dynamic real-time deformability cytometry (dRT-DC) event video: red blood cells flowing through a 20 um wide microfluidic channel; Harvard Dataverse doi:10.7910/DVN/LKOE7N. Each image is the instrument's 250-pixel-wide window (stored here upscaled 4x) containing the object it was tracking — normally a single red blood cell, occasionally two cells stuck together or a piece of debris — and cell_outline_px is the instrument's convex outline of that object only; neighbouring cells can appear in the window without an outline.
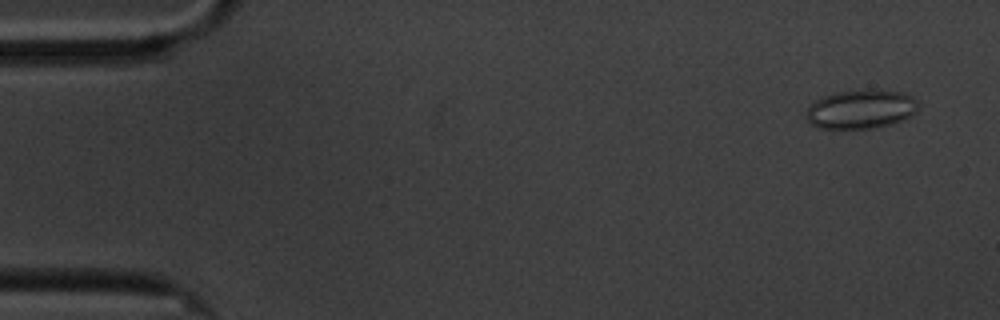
{"species": "common noctule bat (a hibernating species)", "species_latin": "Nyctalus noctula", "temperature_condition": "cold", "stored_images_in_passage": 59, "camera_frame_rate_fps": 3000, "um_per_image_px": 0.085, "animal": {"sex": "male", "body_mass_g": 20.1, "forearm_length_mm": 53.5}, "frame": {"image": 1, "passage_image": 3, "time_ms": 0.667, "image_size_px": [1000, 320], "cell_outline_px": [[920, 104], [916, 112], [904, 120], [892, 124], [876, 128], [816, 128], [804, 116], [804, 112], [816, 100], [824, 96], [836, 92], [904, 92], [912, 96]], "centroid_in_image_um": [73.18, 9.33], "position_along_channel_um": 11.8, "area_um2": 24.97}}
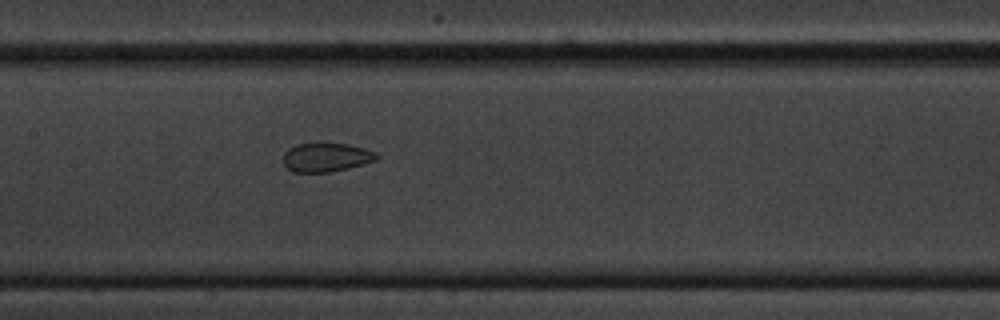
{"frame": {"image": 2, "passage_image": 28, "time_ms": 9.0, "image_size_px": [1000, 320], "cell_outline_px": [[380, 156], [376, 160], [348, 168], [328, 172], [292, 172], [284, 164], [284, 152], [288, 148], [296, 144], [316, 140], [320, 140], [348, 144], [364, 148], [376, 152]], "centroid_in_image_um": [27.7, 13.31], "position_along_channel_um": 179.7, "area_um2": 16.36}}
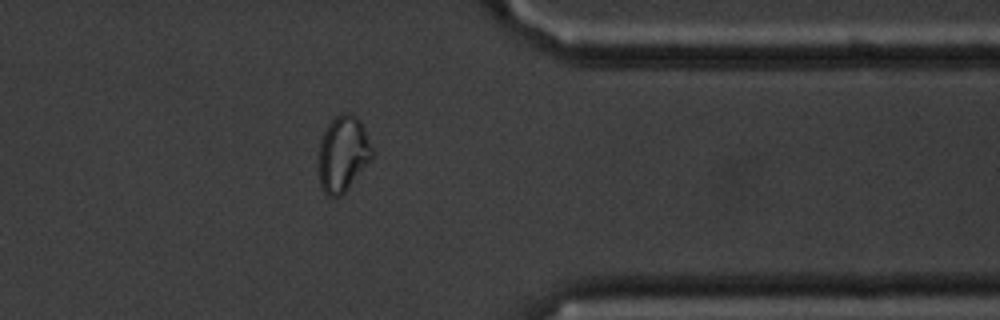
{"frame": {"image": 3, "passage_image": 47, "time_ms": 15.333, "image_size_px": [1000, 320], "cell_outline_px": [[376, 156], [348, 188], [340, 196], [328, 196], [320, 188], [320, 140], [328, 124], [340, 112], [348, 112], [356, 116], [360, 120], [376, 152]], "centroid_in_image_um": [29.22, 13.06], "position_along_channel_um": 382.2, "area_um2": 23.93}, "authors_computed_cell_mechanics": {"area_um2": 21.386, "velocity_mm_per_s": 3.3733, "shape_relaxation_time_tau1_ms": null, "shape_relaxation_time_tau2_ms": 1.2157, "deformation_change_tau1": null, "deformation_change_tau2": 0.0534}}